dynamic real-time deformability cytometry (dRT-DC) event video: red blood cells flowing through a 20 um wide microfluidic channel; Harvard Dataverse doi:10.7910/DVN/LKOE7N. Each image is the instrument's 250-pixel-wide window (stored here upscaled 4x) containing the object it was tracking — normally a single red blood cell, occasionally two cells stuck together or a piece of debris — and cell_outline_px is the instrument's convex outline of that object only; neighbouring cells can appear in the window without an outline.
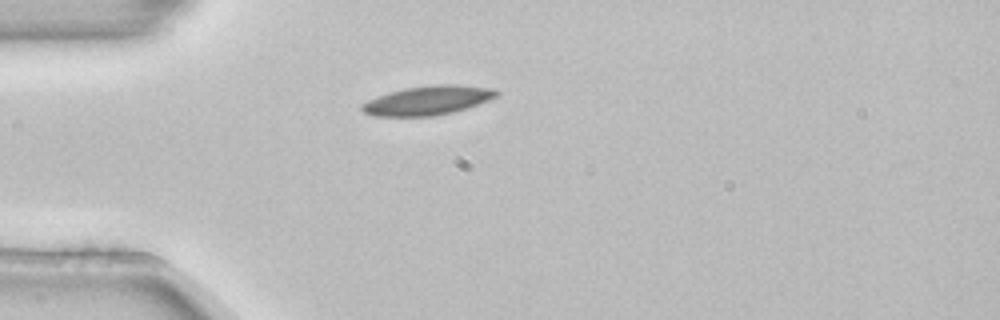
{"species": "common noctule bat (a hibernating species)", "species_latin": "Nyctalus noctula", "temperature_condition": "room temperature", "stored_images_in_passage": 1, "camera_frame_rate_fps": 3000, "um_per_image_px": 0.085, "animal": {"sex": "female", "body_mass_g": 22.7, "forearm_length_mm": 54.2}, "frame": {"image": 1, "passage_image": 1, "time_ms": 0.0, "image_size_px": [1000, 320], "cell_outline_px": [[500, 92], [496, 96], [488, 100], [452, 112], [432, 116], [372, 116], [364, 112], [360, 108], [360, 104], [368, 100], [388, 92], [404, 88], [432, 84], [456, 84], [496, 88]], "centroid_in_image_um": [36.34, 8.52], "position_along_channel_um": 48.7, "area_um2": 22.89}}